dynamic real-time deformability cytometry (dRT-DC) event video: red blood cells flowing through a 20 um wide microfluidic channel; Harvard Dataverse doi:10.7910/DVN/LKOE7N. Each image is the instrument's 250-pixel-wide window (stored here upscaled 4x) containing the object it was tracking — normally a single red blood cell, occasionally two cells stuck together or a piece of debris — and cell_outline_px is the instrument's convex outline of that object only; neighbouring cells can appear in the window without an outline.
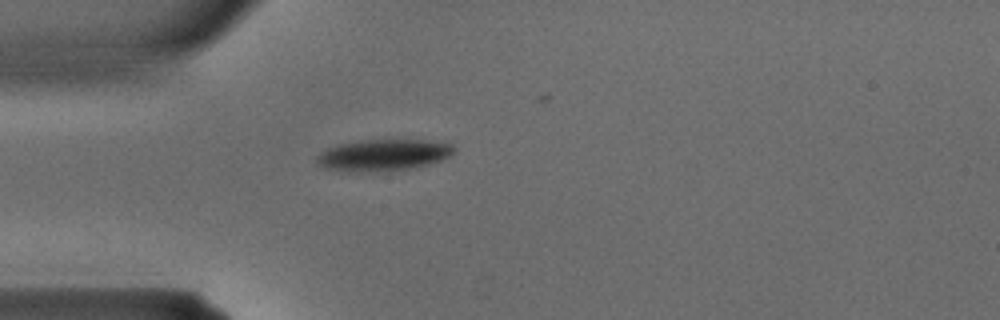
{"species": "common noctule bat (a hibernating species)", "species_latin": "Nyctalus noctula", "temperature_condition": "warm", "stored_images_in_passage": 6, "camera_frame_rate_fps": 3000, "um_per_image_px": 0.085, "animal": {"sex": "male", "body_mass_g": 15.6}, "frame": {"image": 1, "passage_image": 1, "time_ms": 0.0, "image_size_px": [1000, 320], "cell_outline_px": [[456, 152], [440, 160], [416, 168], [388, 172], [348, 172], [324, 168], [316, 164], [316, 156], [320, 152], [336, 144], [360, 140], [424, 140], [452, 144], [456, 148]], "centroid_in_image_um": [32.54, 13.2], "position_along_channel_um": 52.5, "area_um2": 25.78}}
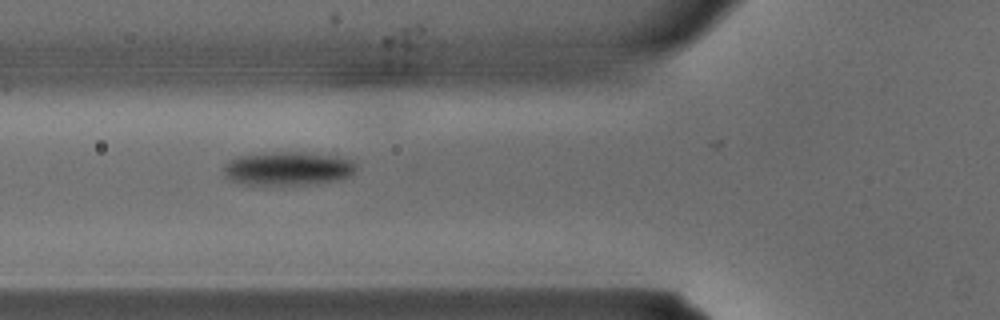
{"frame": {"image": 2, "passage_image": 4, "time_ms": 1.0, "image_size_px": [1000, 320], "cell_outline_px": [[356, 168], [352, 176], [336, 180], [308, 184], [244, 184], [232, 180], [224, 176], [224, 164], [228, 160], [236, 156], [280, 152], [300, 152], [332, 156], [352, 160], [356, 164]], "centroid_in_image_um": [24.45, 14.32], "position_along_channel_um": 101.3, "area_um2": 25.66}}